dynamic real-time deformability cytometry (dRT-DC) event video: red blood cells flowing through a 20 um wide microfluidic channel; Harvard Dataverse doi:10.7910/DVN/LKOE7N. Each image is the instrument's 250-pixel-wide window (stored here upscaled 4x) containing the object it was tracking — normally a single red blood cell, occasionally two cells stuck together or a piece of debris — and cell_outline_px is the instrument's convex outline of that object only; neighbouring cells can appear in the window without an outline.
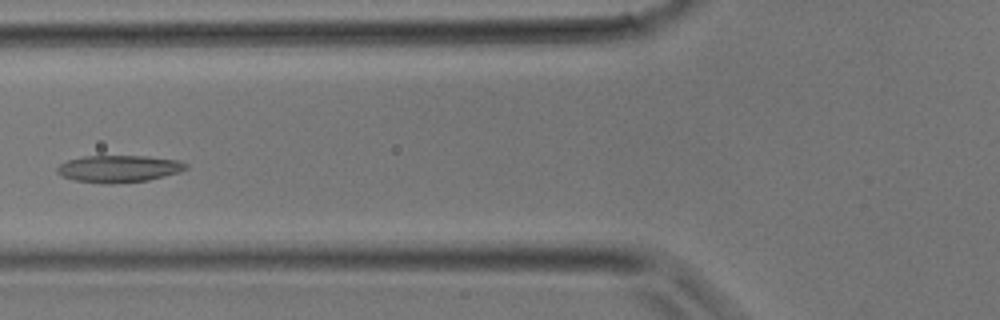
{"species": "common noctule bat (a hibernating species)", "species_latin": "Nyctalus noctula", "temperature_condition": "room temperature", "stored_images_in_passage": 36, "camera_frame_rate_fps": 3000, "um_per_image_px": 0.085, "animal": {"sex": "male", "body_mass_g": 17.9}, "frame": {"image": 1, "passage_image": 14, "time_ms": 4.333, "image_size_px": [1000, 320], "cell_outline_px": [[188, 168], [180, 172], [148, 180], [112, 184], [104, 184], [76, 180], [60, 176], [56, 172], [56, 168], [60, 164], [68, 160], [84, 156], [148, 156], [180, 160], [188, 164]], "centroid_in_image_um": [10.11, 14.34], "position_along_channel_um": 115.7, "area_um2": 20.46}}
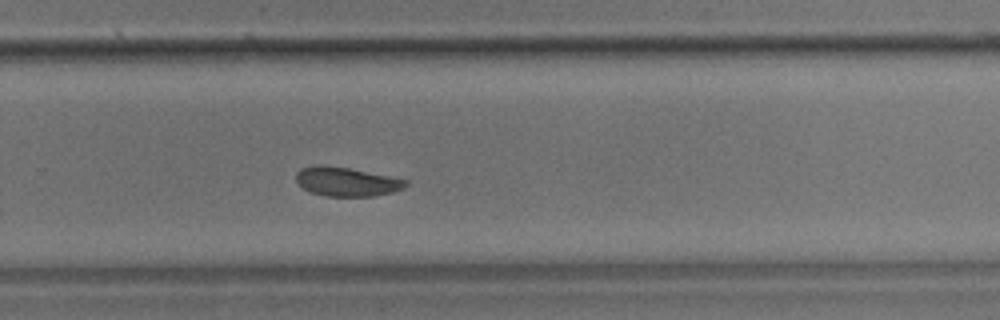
{"frame": {"image": 2, "passage_image": 24, "time_ms": 7.667, "image_size_px": [1000, 320], "cell_outline_px": [[408, 184], [404, 188], [392, 192], [372, 196], [324, 196], [308, 192], [296, 180], [296, 172], [300, 168], [316, 164], [320, 164], [348, 168], [408, 180]], "centroid_in_image_um": [29.42, 15.44], "position_along_channel_um": 300.4, "area_um2": 18.55}}
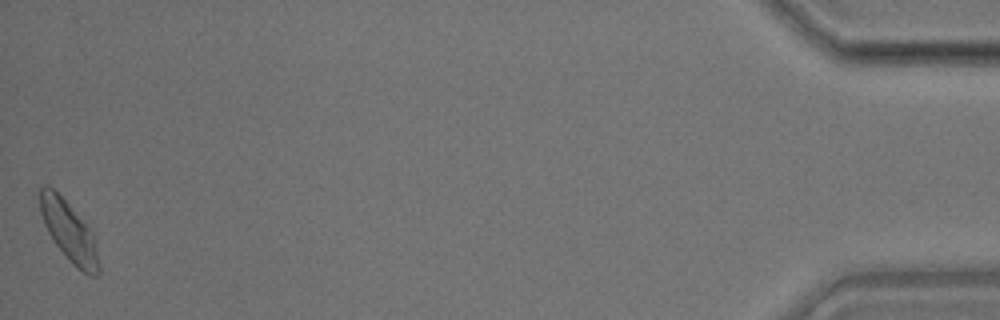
{"frame": {"image": 3, "passage_image": 36, "time_ms": 11.667, "image_size_px": [1000, 320], "cell_outline_px": [[100, 272], [96, 276], [88, 276], [76, 268], [68, 260], [52, 240], [44, 224], [40, 212], [36, 196], [40, 188], [48, 184], [68, 204], [92, 232], [100, 268]], "centroid_in_image_um": [5.81, 19.68], "position_along_channel_um": 429.4, "area_um2": 20.63}}